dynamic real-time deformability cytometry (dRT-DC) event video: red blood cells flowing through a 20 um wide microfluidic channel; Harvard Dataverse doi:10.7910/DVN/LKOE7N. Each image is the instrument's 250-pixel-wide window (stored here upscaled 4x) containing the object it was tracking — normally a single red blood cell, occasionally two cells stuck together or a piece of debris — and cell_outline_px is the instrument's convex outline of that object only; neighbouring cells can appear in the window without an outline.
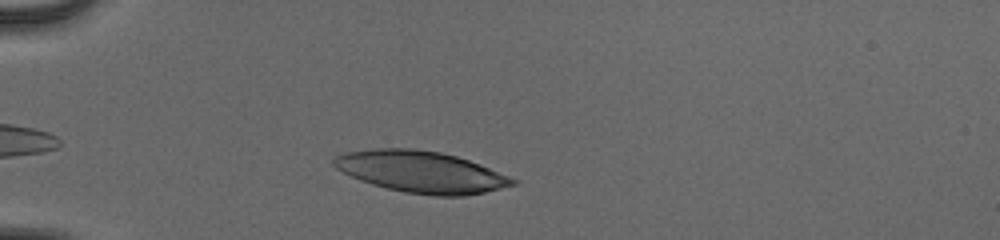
{"species": "human", "species_latin": "Homo sapiens", "temperature_condition": "cold", "stored_images_in_passage": 35, "camera_frame_rate_fps": 3000, "um_per_image_px": 0.085, "donor": {"sex": "male"}, "frame": {"image": 1, "passage_image": 4, "time_ms": 1.0, "image_size_px": [1000, 240], "cell_outline_px": [[520, 180], [516, 184], [484, 192], [464, 196], [436, 196], [404, 192], [372, 184], [360, 180], [336, 168], [332, 164], [332, 160], [336, 156], [344, 152], [376, 148], [408, 148], [440, 152], [456, 156], [468, 160]], "centroid_in_image_um": [35.79, 14.6], "position_along_channel_um": 49.2, "area_um2": 43.06}}
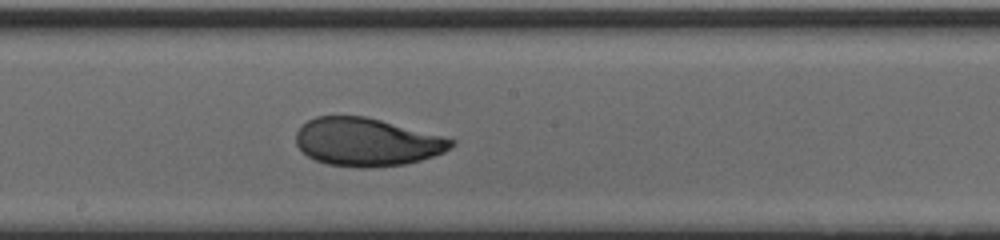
{"frame": {"image": 2, "passage_image": 19, "time_ms": 6.0, "image_size_px": [1000, 240], "cell_outline_px": [[456, 144], [444, 152], [420, 160], [404, 164], [368, 168], [356, 168], [328, 164], [316, 160], [308, 156], [296, 144], [296, 132], [308, 120], [316, 116], [364, 116], [380, 120], [456, 140]], "centroid_in_image_um": [31.16, 12.08], "position_along_channel_um": 217.0, "area_um2": 43.12}}
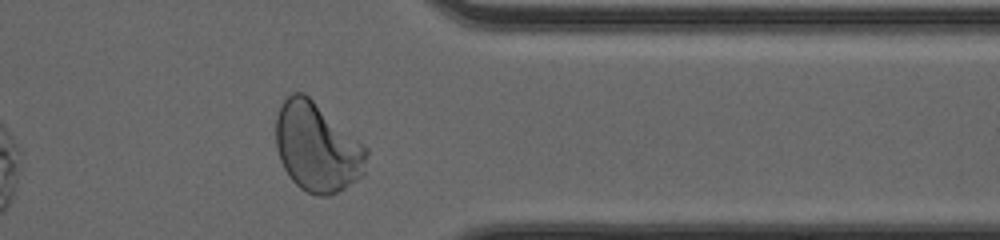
{"frame": {"image": 3, "passage_image": 32, "time_ms": 10.333, "image_size_px": [1000, 240], "cell_outline_px": [[368, 152], [364, 172], [356, 180], [344, 188], [328, 196], [316, 196], [300, 188], [288, 176], [280, 160], [276, 148], [276, 116], [280, 104], [292, 92], [304, 92], [368, 148]], "centroid_in_image_um": [26.93, 12.51], "position_along_channel_um": 384.5, "area_um2": 46.99}, "authors_computed_cell_mechanics": {"area_um2": 43.1188, "velocity_mm_per_s": 3.9682, "shape_relaxation_time_tau1_ms": 3.5229, "shape_relaxation_time_tau2_ms": 1.1704, "deformation_change_tau1": 0.1707, "deformation_change_tau2": 0.0617}}